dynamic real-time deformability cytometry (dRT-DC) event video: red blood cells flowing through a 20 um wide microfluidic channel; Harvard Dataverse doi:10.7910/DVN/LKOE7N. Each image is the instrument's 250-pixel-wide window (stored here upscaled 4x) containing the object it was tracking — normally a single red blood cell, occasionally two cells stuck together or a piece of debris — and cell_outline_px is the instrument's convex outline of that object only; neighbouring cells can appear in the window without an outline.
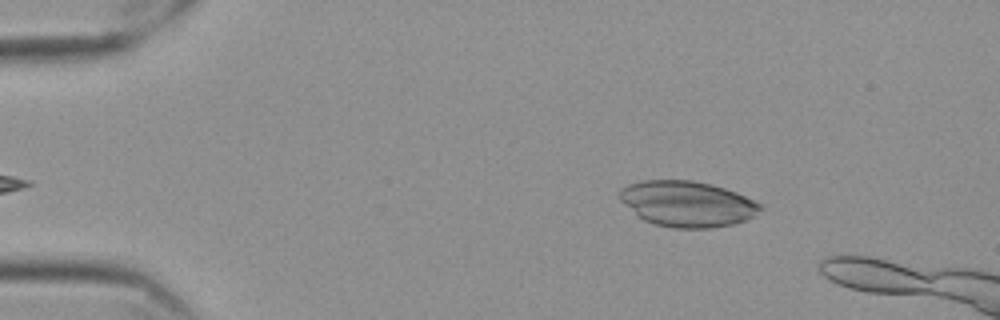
{"species": "Egyptian fruit bat (a non-hibernating species)", "species_latin": "Rousettus aegyptiacus", "temperature_condition": "cold", "stored_images_in_passage": 10, "camera_frame_rate_fps": 3000, "um_per_image_px": 0.085, "frame": {"image": 1, "passage_image": 4, "time_ms": 1.0, "image_size_px": [1000, 320], "cell_outline_px": [[764, 208], [756, 216], [732, 224], [708, 228], [672, 228], [656, 224], [644, 220], [620, 200], [620, 188], [628, 184], [640, 180], [692, 180], [712, 184], [736, 192], [760, 204]], "centroid_in_image_um": [58.42, 17.32], "position_along_channel_um": 26.6, "area_um2": 37.34}}